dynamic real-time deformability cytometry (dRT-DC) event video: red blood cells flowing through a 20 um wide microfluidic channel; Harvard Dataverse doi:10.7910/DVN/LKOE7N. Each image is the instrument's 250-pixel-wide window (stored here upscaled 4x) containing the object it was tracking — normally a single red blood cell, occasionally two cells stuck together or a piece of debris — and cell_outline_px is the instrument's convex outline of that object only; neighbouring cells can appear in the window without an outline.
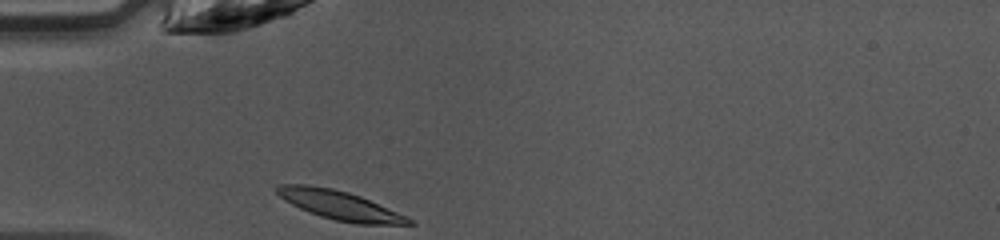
{"species": "common noctule bat (a hibernating species)", "species_latin": "Nyctalus noctula", "temperature_condition": "warm", "stored_images_in_passage": 28, "camera_frame_rate_fps": 3000, "um_per_image_px": 0.085, "animal": {"sex": "female", "body_mass_g": 10.0, "forearm_length_mm": 53.1}, "frame": {"image": 1, "passage_image": 1, "time_ms": 0.0, "image_size_px": [1000, 240], "cell_outline_px": [[416, 224], [356, 224], [336, 220], [320, 216], [300, 208], [284, 200], [276, 192], [276, 188], [280, 184], [308, 184], [332, 188], [348, 192], [360, 196], [408, 216], [416, 220]], "centroid_in_image_um": [28.92, 17.45], "position_along_channel_um": 56.1, "area_um2": 22.25}}
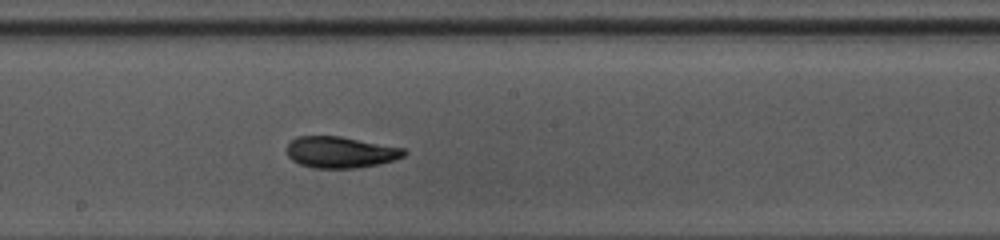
{"frame": {"image": 2, "passage_image": 13, "time_ms": 4.0, "image_size_px": [1000, 240], "cell_outline_px": [[408, 152], [404, 156], [396, 160], [380, 164], [356, 168], [312, 168], [300, 164], [292, 160], [288, 156], [288, 144], [296, 136], [340, 136], [404, 148]], "centroid_in_image_um": [28.97, 12.94], "position_along_channel_um": 219.2, "area_um2": 21.5}}
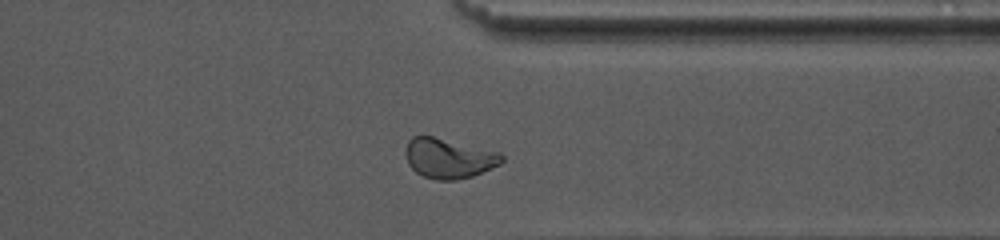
{"frame": {"image": 3, "passage_image": 24, "time_ms": 7.667, "image_size_px": [1000, 240], "cell_outline_px": [[504, 160], [500, 164], [472, 176], [456, 180], [436, 180], [424, 176], [416, 172], [408, 164], [404, 152], [404, 148], [408, 140], [412, 136], [432, 136], [500, 152], [504, 156]], "centroid_in_image_um": [38.12, 13.45], "position_along_channel_um": 373.3, "area_um2": 22.43}, "authors_computed_cell_mechanics": {"area_um2": 21.5594, "velocity_mm_per_s": 4.2357, "shape_relaxation_time_tau1_ms": 5.052, "shape_relaxation_time_tau2_ms": 1.5945, "deformation_change_tau1": 0.1761, "deformation_change_tau2": 0.0582}}